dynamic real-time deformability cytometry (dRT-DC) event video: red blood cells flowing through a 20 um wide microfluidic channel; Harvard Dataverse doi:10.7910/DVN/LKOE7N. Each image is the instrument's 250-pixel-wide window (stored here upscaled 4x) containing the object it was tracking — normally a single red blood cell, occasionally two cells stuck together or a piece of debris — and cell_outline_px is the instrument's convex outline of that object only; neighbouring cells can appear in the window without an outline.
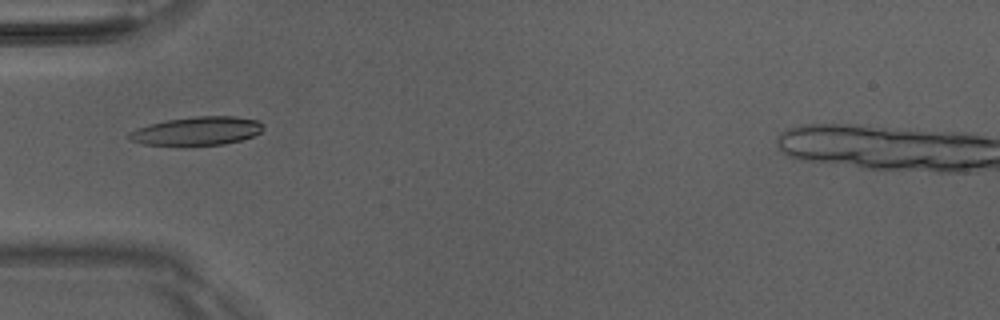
{"species": "Egyptian fruit bat (a non-hibernating species)", "species_latin": "Rousettus aegyptiacus", "temperature_condition": "room temperature", "stored_images_in_passage": 44, "segment_of_instrument_passage": [1, 2], "camera_frame_rate_fps": 3000, "um_per_image_px": 0.085, "animal": {"sex": "male"}, "frame": {"image": 1, "passage_image": 9, "time_ms": 2.667, "image_size_px": [1000, 320], "cell_outline_px": [[264, 128], [260, 132], [252, 136], [240, 140], [224, 144], [144, 144], [132, 140], [128, 136], [136, 128], [148, 124], [168, 120], [196, 116], [236, 116], [256, 120], [264, 124]], "centroid_in_image_um": [16.8, 11.11], "position_along_channel_um": 68.2, "area_um2": 21.73}}
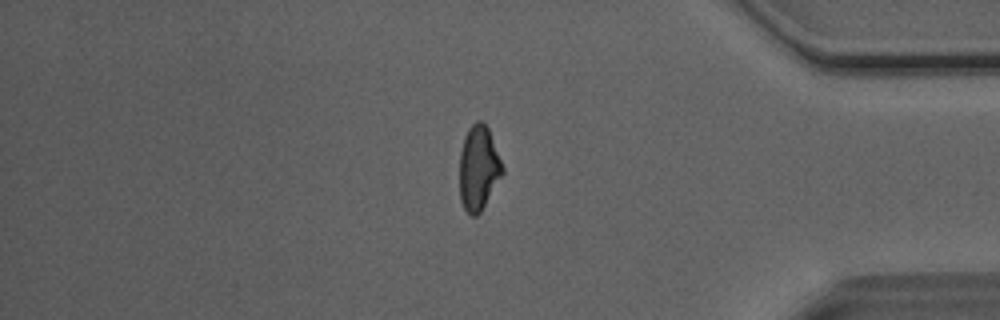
{"frame": {"image": 2, "passage_image": 35, "time_ms": 11.333, "image_size_px": [1000, 320], "cell_outline_px": [[504, 172], [480, 212], [476, 216], [472, 216], [464, 208], [460, 200], [460, 152], [464, 136], [468, 128], [476, 120], [480, 120], [488, 128], [504, 168]], "centroid_in_image_um": [40.67, 14.27], "position_along_channel_um": 394.5, "area_um2": 20.98}}
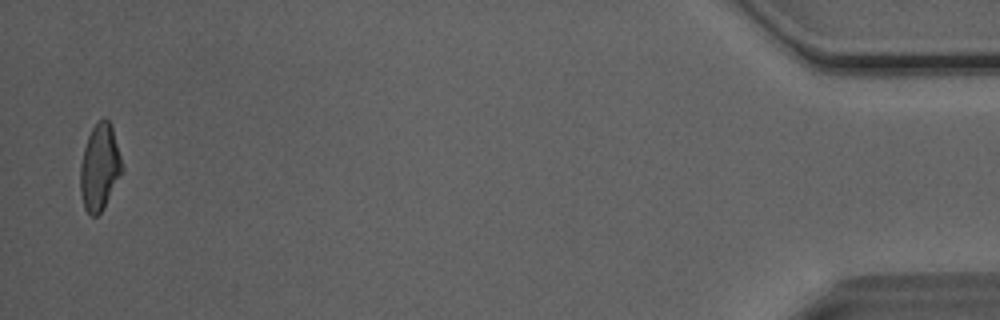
{"frame": {"image": 3, "passage_image": 42, "time_ms": 13.667, "image_size_px": [1000, 320], "cell_outline_px": [[124, 168], [104, 208], [96, 216], [92, 216], [84, 208], [80, 192], [80, 164], [84, 148], [88, 136], [92, 128], [104, 116], [108, 120], [112, 128]], "centroid_in_image_um": [8.46, 14.23], "position_along_channel_um": 426.7, "area_um2": 20.87}}